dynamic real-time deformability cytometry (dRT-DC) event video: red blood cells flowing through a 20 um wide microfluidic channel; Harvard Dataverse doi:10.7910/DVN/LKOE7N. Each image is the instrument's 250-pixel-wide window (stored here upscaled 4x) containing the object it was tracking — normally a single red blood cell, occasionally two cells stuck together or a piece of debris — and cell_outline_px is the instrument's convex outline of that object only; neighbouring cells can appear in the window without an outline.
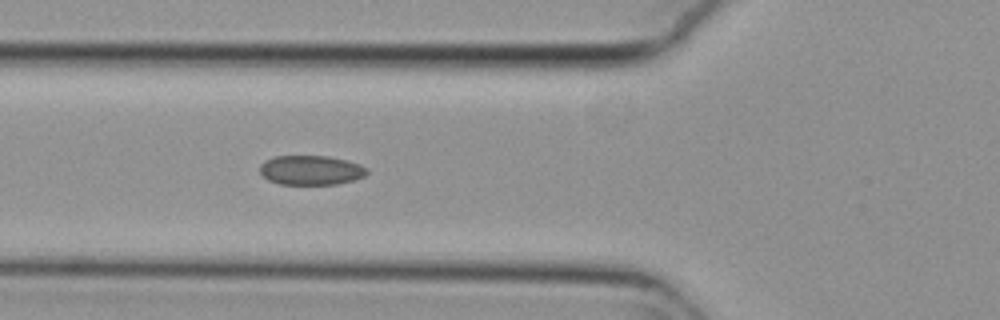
{"species": "common noctule bat (a hibernating species)", "species_latin": "Nyctalus noctula", "temperature_condition": "cold", "stored_images_in_passage": 42, "camera_frame_rate_fps": 3000, "um_per_image_px": 0.085, "animal": {"sex": "female", "body_mass_g": 29.2, "forearm_length_mm": 56.3}, "frame": {"image": 1, "passage_image": 7, "time_ms": 2.0, "image_size_px": [1000, 320], "cell_outline_px": [[364, 172], [356, 176], [344, 180], [324, 184], [288, 184], [276, 180], [268, 176], [264, 172], [264, 164], [272, 160], [284, 156], [312, 156], [336, 160], [352, 164], [360, 168]], "centroid_in_image_um": [26.33, 14.47], "position_along_channel_um": 99.5, "area_um2": 15.49}}
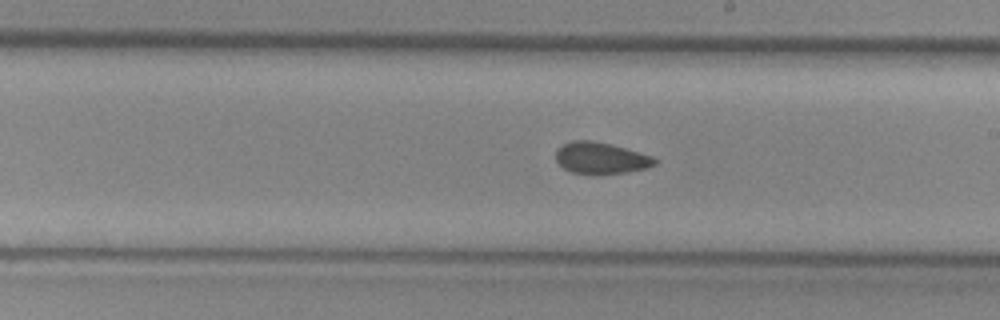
{"frame": {"image": 2, "passage_image": 18, "time_ms": 5.667, "image_size_px": [1000, 320], "cell_outline_px": [[652, 160], [648, 164], [636, 168], [608, 172], [584, 172], [568, 168], [560, 160], [560, 152], [568, 144], [600, 144], [616, 148], [644, 156]], "centroid_in_image_um": [51.01, 13.47], "position_along_channel_um": 238.0, "area_um2": 13.81}}
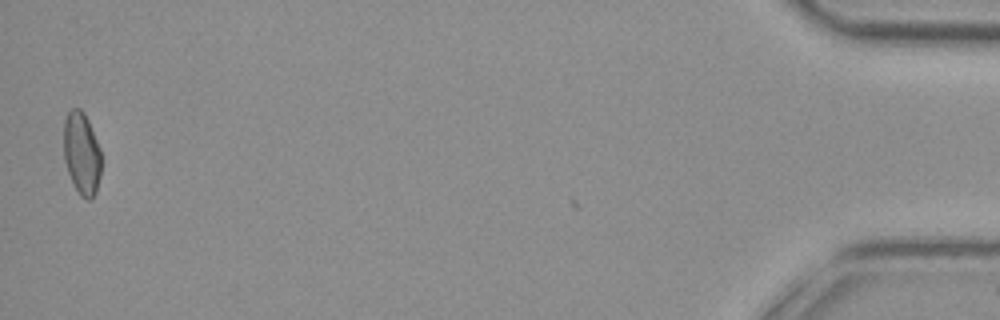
{"frame": {"image": 3, "passage_image": 41, "time_ms": 13.333, "image_size_px": [1000, 320], "cell_outline_px": [[100, 168], [96, 184], [92, 196], [80, 192], [68, 168], [68, 116], [80, 112], [84, 116], [88, 124], [100, 152]], "centroid_in_image_um": [7.04, 13.11], "position_along_channel_um": 428.2, "area_um2": 14.39}, "authors_computed_cell_mechanics": {"area_um2": 14.9124, "velocity_mm_per_s": 3.7735, "shape_relaxation_time_tau1_ms": null, "shape_relaxation_time_tau2_ms": 3.1509, "deformation_change_tau1": null, "deformation_change_tau2": 0.0899}}